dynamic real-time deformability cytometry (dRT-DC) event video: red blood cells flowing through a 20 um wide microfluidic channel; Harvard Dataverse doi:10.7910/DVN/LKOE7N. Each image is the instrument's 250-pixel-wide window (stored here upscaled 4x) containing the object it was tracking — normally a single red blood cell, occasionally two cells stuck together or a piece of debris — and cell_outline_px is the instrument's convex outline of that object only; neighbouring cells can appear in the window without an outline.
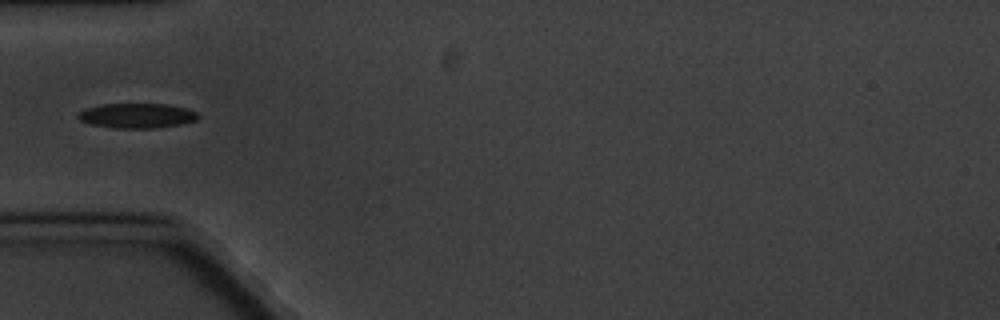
{"species": "common noctule bat (a hibernating species)", "species_latin": "Nyctalus noctula", "temperature_condition": "cold", "stored_images_in_passage": 10, "camera_frame_rate_fps": 3000, "um_per_image_px": 0.085, "animal": {"sex": "male", "body_mass_g": 20.1, "forearm_length_mm": 53.5}, "frame": {"image": 1, "passage_image": 5, "time_ms": 5.667, "image_size_px": [1000, 320], "cell_outline_px": [[200, 116], [196, 120], [180, 124], [152, 128], [116, 128], [92, 124], [80, 120], [76, 116], [84, 108], [104, 104], [168, 104], [184, 108], [196, 112]], "centroid_in_image_um": [11.62, 9.82], "position_along_channel_um": 73.4, "area_um2": 17.17}}